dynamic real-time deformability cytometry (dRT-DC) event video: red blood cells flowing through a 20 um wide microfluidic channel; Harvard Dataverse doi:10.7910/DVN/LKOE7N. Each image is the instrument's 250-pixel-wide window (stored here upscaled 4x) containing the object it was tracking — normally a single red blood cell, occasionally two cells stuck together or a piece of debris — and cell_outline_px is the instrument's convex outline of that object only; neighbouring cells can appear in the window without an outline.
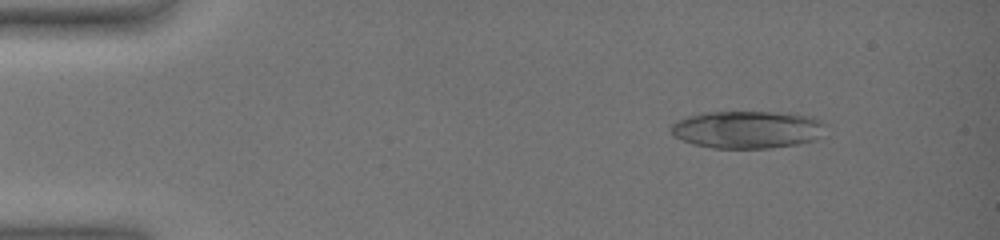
{"species": "common noctule bat (a hibernating species)", "species_latin": "Nyctalus noctula", "temperature_condition": "warm", "stored_images_in_passage": 57, "camera_frame_rate_fps": 3000, "um_per_image_px": 0.085, "animal": {"sex": "female", "body_mass_g": 19.0, "forearm_length_mm": 51.5}, "frame": {"image": 1, "passage_image": 8, "time_ms": 2.333, "image_size_px": [1000, 240], "cell_outline_px": [[828, 124], [820, 136], [816, 140], [796, 144], [772, 148], [712, 148], [692, 144], [672, 136], [668, 128], [676, 120], [688, 116], [704, 112], [788, 112], [816, 116], [824, 120]], "centroid_in_image_um": [63.56, 11.0], "position_along_channel_um": 21.4, "area_um2": 34.68}}
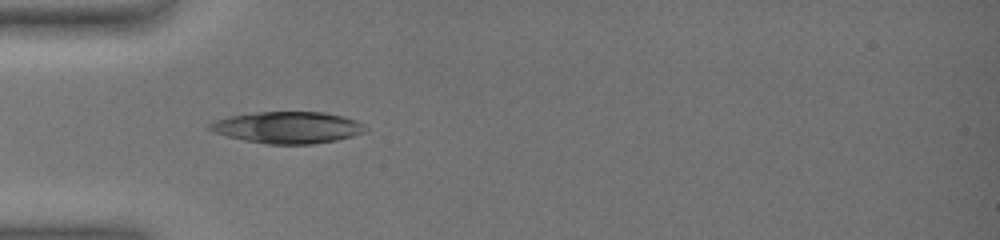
{"frame": {"image": 2, "passage_image": 20, "time_ms": 6.333, "image_size_px": [1000, 240], "cell_outline_px": [[368, 132], [336, 140], [312, 144], [268, 144], [244, 140], [212, 132], [208, 128], [208, 124], [216, 120], [232, 116], [260, 112], [324, 112], [340, 116], [364, 124], [368, 128]], "centroid_in_image_um": [24.47, 10.84], "position_along_channel_um": 60.5, "area_um2": 28.5}}
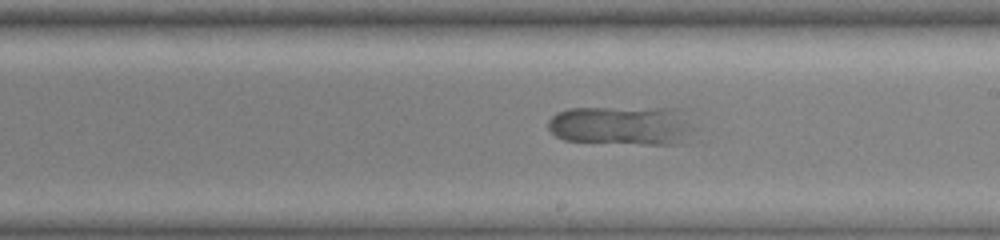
{"frame": {"image": 3, "passage_image": 36, "time_ms": 11.667, "image_size_px": [1000, 240], "cell_outline_px": [[708, 140], [704, 144], [640, 144], [564, 140], [556, 136], [548, 128], [548, 120], [556, 112], [568, 108], [684, 108]], "centroid_in_image_um": [53.29, 10.7], "position_along_channel_um": 235.7, "area_um2": 36.01}}